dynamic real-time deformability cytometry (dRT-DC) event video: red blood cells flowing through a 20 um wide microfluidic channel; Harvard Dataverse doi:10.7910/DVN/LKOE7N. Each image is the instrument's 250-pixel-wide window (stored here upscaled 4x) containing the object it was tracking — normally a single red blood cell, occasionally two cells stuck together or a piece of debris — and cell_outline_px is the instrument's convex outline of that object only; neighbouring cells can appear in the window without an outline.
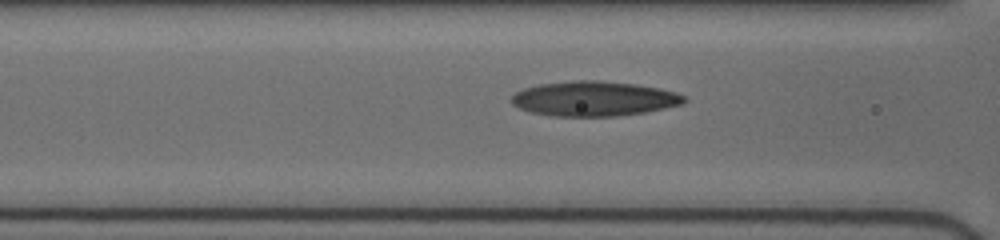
{"species": "human", "species_latin": "Homo sapiens", "temperature_condition": "cold", "stored_images_in_passage": 10, "segment_of_instrument_passage": [1, 2], "camera_frame_rate_fps": 3000, "um_per_image_px": 0.085, "donor": {"sex": "female"}, "frame": {"image": 1, "passage_image": 6, "time_ms": 4.333, "image_size_px": [1000, 240], "cell_outline_px": [[688, 100], [684, 104], [644, 112], [616, 116], [552, 116], [532, 112], [520, 108], [512, 104], [512, 96], [516, 92], [524, 88], [540, 84], [572, 80], [600, 80], [636, 84], [660, 88], [676, 92], [684, 96]], "centroid_in_image_um": [50.52, 8.38], "position_along_channel_um": 116.1, "area_um2": 35.08}}
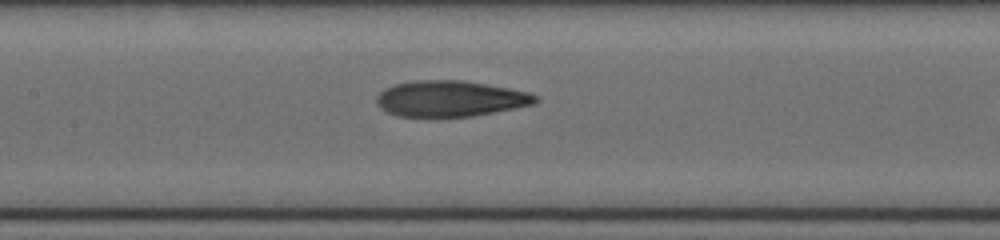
{"frame": {"image": 2, "passage_image": 9, "time_ms": 5.667, "image_size_px": [1000, 240], "cell_outline_px": [[540, 100], [532, 104], [472, 116], [396, 116], [380, 108], [376, 104], [376, 96], [384, 88], [396, 84], [412, 80], [464, 80], [488, 84], [528, 92], [540, 96]], "centroid_in_image_um": [38.25, 8.37], "position_along_channel_um": 169.2, "area_um2": 33.18}}